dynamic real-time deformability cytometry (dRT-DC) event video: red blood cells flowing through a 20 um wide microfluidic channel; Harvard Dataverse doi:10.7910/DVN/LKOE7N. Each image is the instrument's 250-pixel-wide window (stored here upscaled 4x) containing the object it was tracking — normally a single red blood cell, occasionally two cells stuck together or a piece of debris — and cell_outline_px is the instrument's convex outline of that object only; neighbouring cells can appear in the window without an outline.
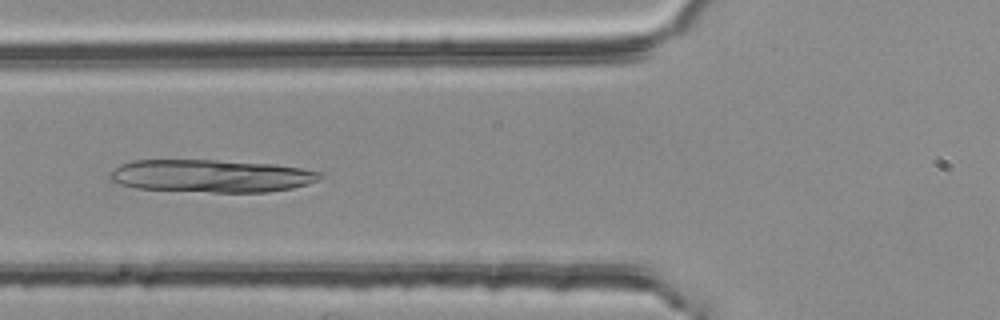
{"species": "common noctule bat (a hibernating species)", "species_latin": "Nyctalus noctula", "temperature_condition": "room temperature", "stored_images_in_passage": 52, "camera_frame_rate_fps": 3000, "um_per_image_px": 0.085, "animal": {"sex": "female", "body_mass_g": 25.1}, "frame": {"image": 1, "passage_image": 19, "time_ms": 6.0, "image_size_px": [1000, 320], "cell_outline_px": [[324, 176], [308, 184], [292, 188], [268, 192], [212, 192], [136, 188], [120, 184], [112, 180], [108, 176], [120, 164], [132, 160], [216, 160], [272, 164], [304, 168], [320, 172]], "centroid_in_image_um": [17.97, 14.95], "position_along_channel_um": 107.8, "area_um2": 39.94}}
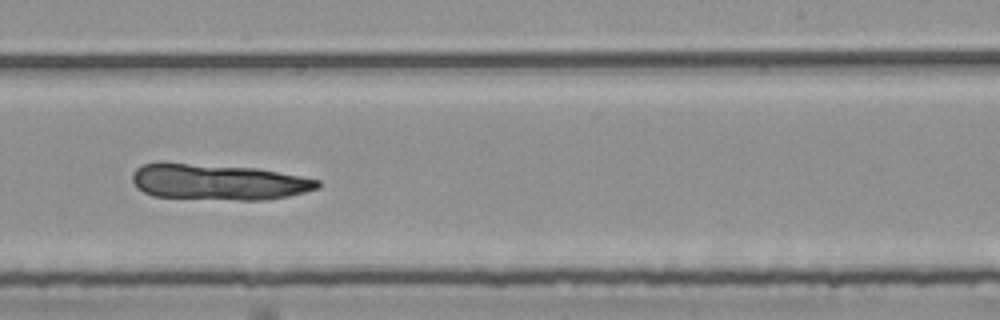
{"frame": {"image": 2, "passage_image": 32, "time_ms": 10.333, "image_size_px": [1000, 320], "cell_outline_px": [[320, 188], [288, 196], [268, 200], [240, 200], [152, 196], [136, 188], [132, 180], [132, 172], [136, 168], [144, 164], [160, 160], [164, 160], [256, 168], [300, 176], [320, 180]], "centroid_in_image_um": [18.48, 15.44], "position_along_channel_um": 270.5, "area_um2": 39.59}}
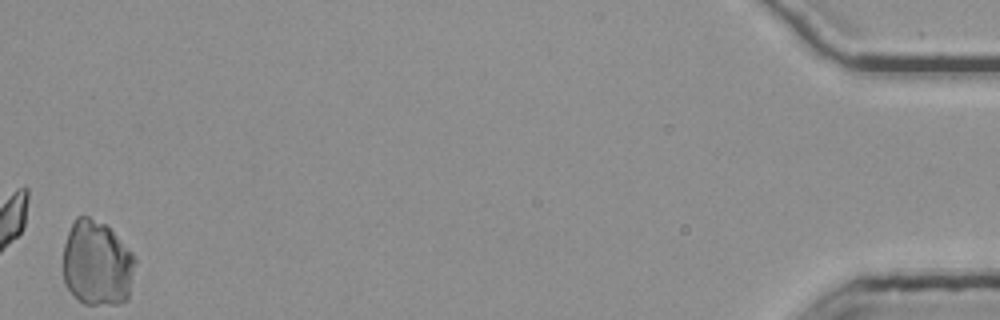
{"frame": {"image": 3, "passage_image": 52, "time_ms": 17.0, "image_size_px": [1000, 320], "cell_outline_px": [[136, 264], [128, 300], [120, 304], [84, 304], [64, 284], [64, 244], [68, 232], [76, 216], [88, 216], [104, 224], [136, 256]], "centroid_in_image_um": [8.27, 22.4], "position_along_channel_um": 426.9, "area_um2": 35.84}}